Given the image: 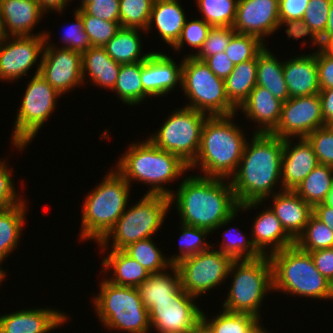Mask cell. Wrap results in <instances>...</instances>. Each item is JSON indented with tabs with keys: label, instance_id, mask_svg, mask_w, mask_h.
<instances>
[{
	"label": "cell",
	"instance_id": "obj_1",
	"mask_svg": "<svg viewBox=\"0 0 333 333\" xmlns=\"http://www.w3.org/2000/svg\"><path fill=\"white\" fill-rule=\"evenodd\" d=\"M252 135L245 145L236 173L230 178L238 209L245 212L262 207L266 198L283 190L281 163L284 139L272 134ZM277 186L279 191H275Z\"/></svg>",
	"mask_w": 333,
	"mask_h": 333
},
{
	"label": "cell",
	"instance_id": "obj_2",
	"mask_svg": "<svg viewBox=\"0 0 333 333\" xmlns=\"http://www.w3.org/2000/svg\"><path fill=\"white\" fill-rule=\"evenodd\" d=\"M169 198L170 207L178 211L180 223L211 233L233 222L240 212L230 179L185 175Z\"/></svg>",
	"mask_w": 333,
	"mask_h": 333
},
{
	"label": "cell",
	"instance_id": "obj_3",
	"mask_svg": "<svg viewBox=\"0 0 333 333\" xmlns=\"http://www.w3.org/2000/svg\"><path fill=\"white\" fill-rule=\"evenodd\" d=\"M235 114L209 116L203 126L198 154L189 170L199 169V175L230 179L239 167L247 137L233 122Z\"/></svg>",
	"mask_w": 333,
	"mask_h": 333
},
{
	"label": "cell",
	"instance_id": "obj_4",
	"mask_svg": "<svg viewBox=\"0 0 333 333\" xmlns=\"http://www.w3.org/2000/svg\"><path fill=\"white\" fill-rule=\"evenodd\" d=\"M125 152L117 159L114 169L130 186L132 181L149 185L146 195L170 197L174 191L165 187L166 184L190 171L180 157L159 149L149 139L131 142Z\"/></svg>",
	"mask_w": 333,
	"mask_h": 333
},
{
	"label": "cell",
	"instance_id": "obj_5",
	"mask_svg": "<svg viewBox=\"0 0 333 333\" xmlns=\"http://www.w3.org/2000/svg\"><path fill=\"white\" fill-rule=\"evenodd\" d=\"M108 172L84 197L79 234L81 242L92 239L99 243L128 206L131 186L115 169Z\"/></svg>",
	"mask_w": 333,
	"mask_h": 333
},
{
	"label": "cell",
	"instance_id": "obj_6",
	"mask_svg": "<svg viewBox=\"0 0 333 333\" xmlns=\"http://www.w3.org/2000/svg\"><path fill=\"white\" fill-rule=\"evenodd\" d=\"M269 258L273 292L331 301L332 283L316 269L309 252L294 244L271 254Z\"/></svg>",
	"mask_w": 333,
	"mask_h": 333
},
{
	"label": "cell",
	"instance_id": "obj_7",
	"mask_svg": "<svg viewBox=\"0 0 333 333\" xmlns=\"http://www.w3.org/2000/svg\"><path fill=\"white\" fill-rule=\"evenodd\" d=\"M99 292L92 306L106 329L124 333H148L149 313L144 307L137 287L119 286L101 279Z\"/></svg>",
	"mask_w": 333,
	"mask_h": 333
},
{
	"label": "cell",
	"instance_id": "obj_8",
	"mask_svg": "<svg viewBox=\"0 0 333 333\" xmlns=\"http://www.w3.org/2000/svg\"><path fill=\"white\" fill-rule=\"evenodd\" d=\"M136 202L132 203L133 206L128 205L113 228L97 243L102 254L107 252L106 249L124 250L139 240L153 237L159 232L167 218V212L171 210L170 198L164 195L144 194Z\"/></svg>",
	"mask_w": 333,
	"mask_h": 333
},
{
	"label": "cell",
	"instance_id": "obj_9",
	"mask_svg": "<svg viewBox=\"0 0 333 333\" xmlns=\"http://www.w3.org/2000/svg\"><path fill=\"white\" fill-rule=\"evenodd\" d=\"M232 277L223 310L244 313L261 320L264 296L273 293L272 264L269 256L250 260H234L229 269Z\"/></svg>",
	"mask_w": 333,
	"mask_h": 333
},
{
	"label": "cell",
	"instance_id": "obj_10",
	"mask_svg": "<svg viewBox=\"0 0 333 333\" xmlns=\"http://www.w3.org/2000/svg\"><path fill=\"white\" fill-rule=\"evenodd\" d=\"M181 87L189 100L187 108L208 116H228L238 111L227 97L225 80L194 56L183 57Z\"/></svg>",
	"mask_w": 333,
	"mask_h": 333
},
{
	"label": "cell",
	"instance_id": "obj_11",
	"mask_svg": "<svg viewBox=\"0 0 333 333\" xmlns=\"http://www.w3.org/2000/svg\"><path fill=\"white\" fill-rule=\"evenodd\" d=\"M25 89L10 138L19 151H23L37 137L39 129L50 118L57 100L62 96L40 74H33Z\"/></svg>",
	"mask_w": 333,
	"mask_h": 333
},
{
	"label": "cell",
	"instance_id": "obj_12",
	"mask_svg": "<svg viewBox=\"0 0 333 333\" xmlns=\"http://www.w3.org/2000/svg\"><path fill=\"white\" fill-rule=\"evenodd\" d=\"M208 117L203 112L182 106L171 112L160 129L147 139L190 165L198 154L202 129Z\"/></svg>",
	"mask_w": 333,
	"mask_h": 333
},
{
	"label": "cell",
	"instance_id": "obj_13",
	"mask_svg": "<svg viewBox=\"0 0 333 333\" xmlns=\"http://www.w3.org/2000/svg\"><path fill=\"white\" fill-rule=\"evenodd\" d=\"M230 256L211 247L210 249L183 258L175 264L179 271L181 288L196 298L226 282L233 263Z\"/></svg>",
	"mask_w": 333,
	"mask_h": 333
},
{
	"label": "cell",
	"instance_id": "obj_14",
	"mask_svg": "<svg viewBox=\"0 0 333 333\" xmlns=\"http://www.w3.org/2000/svg\"><path fill=\"white\" fill-rule=\"evenodd\" d=\"M44 36L46 41L39 74L61 95L84 85L82 53L68 48H57L56 44L50 41L51 33L48 31H45Z\"/></svg>",
	"mask_w": 333,
	"mask_h": 333
},
{
	"label": "cell",
	"instance_id": "obj_15",
	"mask_svg": "<svg viewBox=\"0 0 333 333\" xmlns=\"http://www.w3.org/2000/svg\"><path fill=\"white\" fill-rule=\"evenodd\" d=\"M45 41L44 35L4 38L0 42V80L13 83L24 76L30 77V73L26 74L37 63L35 75L39 74Z\"/></svg>",
	"mask_w": 333,
	"mask_h": 333
},
{
	"label": "cell",
	"instance_id": "obj_16",
	"mask_svg": "<svg viewBox=\"0 0 333 333\" xmlns=\"http://www.w3.org/2000/svg\"><path fill=\"white\" fill-rule=\"evenodd\" d=\"M323 126L319 94L293 97L282 103L279 122L270 134L281 139L306 138Z\"/></svg>",
	"mask_w": 333,
	"mask_h": 333
},
{
	"label": "cell",
	"instance_id": "obj_17",
	"mask_svg": "<svg viewBox=\"0 0 333 333\" xmlns=\"http://www.w3.org/2000/svg\"><path fill=\"white\" fill-rule=\"evenodd\" d=\"M195 296L181 289L171 300L154 302L148 310L151 330L157 333L192 330L202 319L203 310Z\"/></svg>",
	"mask_w": 333,
	"mask_h": 333
},
{
	"label": "cell",
	"instance_id": "obj_18",
	"mask_svg": "<svg viewBox=\"0 0 333 333\" xmlns=\"http://www.w3.org/2000/svg\"><path fill=\"white\" fill-rule=\"evenodd\" d=\"M279 0H238L233 29L236 33L253 35L265 42L277 31Z\"/></svg>",
	"mask_w": 333,
	"mask_h": 333
},
{
	"label": "cell",
	"instance_id": "obj_19",
	"mask_svg": "<svg viewBox=\"0 0 333 333\" xmlns=\"http://www.w3.org/2000/svg\"><path fill=\"white\" fill-rule=\"evenodd\" d=\"M172 58L167 53L153 51L142 61L141 81L143 91L149 97H164L174 91L178 84L181 87L183 58L180 65Z\"/></svg>",
	"mask_w": 333,
	"mask_h": 333
},
{
	"label": "cell",
	"instance_id": "obj_20",
	"mask_svg": "<svg viewBox=\"0 0 333 333\" xmlns=\"http://www.w3.org/2000/svg\"><path fill=\"white\" fill-rule=\"evenodd\" d=\"M70 317L53 308L21 309L0 315V333H50Z\"/></svg>",
	"mask_w": 333,
	"mask_h": 333
},
{
	"label": "cell",
	"instance_id": "obj_21",
	"mask_svg": "<svg viewBox=\"0 0 333 333\" xmlns=\"http://www.w3.org/2000/svg\"><path fill=\"white\" fill-rule=\"evenodd\" d=\"M284 139L281 163V184L283 190H294L307 175L319 165L317 156L306 138Z\"/></svg>",
	"mask_w": 333,
	"mask_h": 333
},
{
	"label": "cell",
	"instance_id": "obj_22",
	"mask_svg": "<svg viewBox=\"0 0 333 333\" xmlns=\"http://www.w3.org/2000/svg\"><path fill=\"white\" fill-rule=\"evenodd\" d=\"M299 55L283 60L284 80L290 98L315 95L321 90L318 82L317 49L310 54Z\"/></svg>",
	"mask_w": 333,
	"mask_h": 333
},
{
	"label": "cell",
	"instance_id": "obj_23",
	"mask_svg": "<svg viewBox=\"0 0 333 333\" xmlns=\"http://www.w3.org/2000/svg\"><path fill=\"white\" fill-rule=\"evenodd\" d=\"M0 14L7 37L45 35L33 33L45 14L36 0H0Z\"/></svg>",
	"mask_w": 333,
	"mask_h": 333
},
{
	"label": "cell",
	"instance_id": "obj_24",
	"mask_svg": "<svg viewBox=\"0 0 333 333\" xmlns=\"http://www.w3.org/2000/svg\"><path fill=\"white\" fill-rule=\"evenodd\" d=\"M269 198L272 202L270 209L280 220L285 231L296 240L313 214V207L293 190H282L263 202L270 200Z\"/></svg>",
	"mask_w": 333,
	"mask_h": 333
},
{
	"label": "cell",
	"instance_id": "obj_25",
	"mask_svg": "<svg viewBox=\"0 0 333 333\" xmlns=\"http://www.w3.org/2000/svg\"><path fill=\"white\" fill-rule=\"evenodd\" d=\"M282 101L275 98L265 87L256 85L248 99L238 109L244 118L254 122L252 133L270 134L277 126L282 109ZM258 127V128H257Z\"/></svg>",
	"mask_w": 333,
	"mask_h": 333
},
{
	"label": "cell",
	"instance_id": "obj_26",
	"mask_svg": "<svg viewBox=\"0 0 333 333\" xmlns=\"http://www.w3.org/2000/svg\"><path fill=\"white\" fill-rule=\"evenodd\" d=\"M257 215L249 237L263 256H270L295 244V240L285 231L270 207L261 209Z\"/></svg>",
	"mask_w": 333,
	"mask_h": 333
},
{
	"label": "cell",
	"instance_id": "obj_27",
	"mask_svg": "<svg viewBox=\"0 0 333 333\" xmlns=\"http://www.w3.org/2000/svg\"><path fill=\"white\" fill-rule=\"evenodd\" d=\"M186 20L187 16L178 0H154L145 33H149L154 26L163 42L173 47L181 35Z\"/></svg>",
	"mask_w": 333,
	"mask_h": 333
},
{
	"label": "cell",
	"instance_id": "obj_28",
	"mask_svg": "<svg viewBox=\"0 0 333 333\" xmlns=\"http://www.w3.org/2000/svg\"><path fill=\"white\" fill-rule=\"evenodd\" d=\"M120 68L121 64L114 61L107 54L104 47L91 46L87 51L82 53L83 83L86 80H91L90 82L97 85V87L99 86L112 91L116 84Z\"/></svg>",
	"mask_w": 333,
	"mask_h": 333
},
{
	"label": "cell",
	"instance_id": "obj_29",
	"mask_svg": "<svg viewBox=\"0 0 333 333\" xmlns=\"http://www.w3.org/2000/svg\"><path fill=\"white\" fill-rule=\"evenodd\" d=\"M104 272L110 271L111 277L106 280L119 286L138 287L150 273L124 250H111L103 258ZM113 274V275H112Z\"/></svg>",
	"mask_w": 333,
	"mask_h": 333
},
{
	"label": "cell",
	"instance_id": "obj_30",
	"mask_svg": "<svg viewBox=\"0 0 333 333\" xmlns=\"http://www.w3.org/2000/svg\"><path fill=\"white\" fill-rule=\"evenodd\" d=\"M137 289L144 307L149 310L154 302L171 300L182 289L179 271L173 265L168 271L150 274Z\"/></svg>",
	"mask_w": 333,
	"mask_h": 333
},
{
	"label": "cell",
	"instance_id": "obj_31",
	"mask_svg": "<svg viewBox=\"0 0 333 333\" xmlns=\"http://www.w3.org/2000/svg\"><path fill=\"white\" fill-rule=\"evenodd\" d=\"M141 29L121 27L104 46L107 54L119 64H131L146 60L151 52L142 51ZM143 54V55H142Z\"/></svg>",
	"mask_w": 333,
	"mask_h": 333
},
{
	"label": "cell",
	"instance_id": "obj_32",
	"mask_svg": "<svg viewBox=\"0 0 333 333\" xmlns=\"http://www.w3.org/2000/svg\"><path fill=\"white\" fill-rule=\"evenodd\" d=\"M265 87L275 98L286 102L290 96L284 80L283 61L269 50L268 46L257 55V83Z\"/></svg>",
	"mask_w": 333,
	"mask_h": 333
},
{
	"label": "cell",
	"instance_id": "obj_33",
	"mask_svg": "<svg viewBox=\"0 0 333 333\" xmlns=\"http://www.w3.org/2000/svg\"><path fill=\"white\" fill-rule=\"evenodd\" d=\"M25 199L16 206L0 208V262H4L17 249L27 218Z\"/></svg>",
	"mask_w": 333,
	"mask_h": 333
},
{
	"label": "cell",
	"instance_id": "obj_34",
	"mask_svg": "<svg viewBox=\"0 0 333 333\" xmlns=\"http://www.w3.org/2000/svg\"><path fill=\"white\" fill-rule=\"evenodd\" d=\"M257 83V57L236 64L233 71L225 79L226 94L229 101L239 109L248 99Z\"/></svg>",
	"mask_w": 333,
	"mask_h": 333
},
{
	"label": "cell",
	"instance_id": "obj_35",
	"mask_svg": "<svg viewBox=\"0 0 333 333\" xmlns=\"http://www.w3.org/2000/svg\"><path fill=\"white\" fill-rule=\"evenodd\" d=\"M333 185V167L317 165L307 177L299 183L295 191L306 203L314 207L326 202Z\"/></svg>",
	"mask_w": 333,
	"mask_h": 333
},
{
	"label": "cell",
	"instance_id": "obj_36",
	"mask_svg": "<svg viewBox=\"0 0 333 333\" xmlns=\"http://www.w3.org/2000/svg\"><path fill=\"white\" fill-rule=\"evenodd\" d=\"M142 62L121 64L116 84L112 90L122 103L137 106L150 98L144 91L141 81ZM146 99V100H145Z\"/></svg>",
	"mask_w": 333,
	"mask_h": 333
},
{
	"label": "cell",
	"instance_id": "obj_37",
	"mask_svg": "<svg viewBox=\"0 0 333 333\" xmlns=\"http://www.w3.org/2000/svg\"><path fill=\"white\" fill-rule=\"evenodd\" d=\"M152 239L153 237L139 240L126 247L124 251L150 274L161 273L170 269L173 264Z\"/></svg>",
	"mask_w": 333,
	"mask_h": 333
},
{
	"label": "cell",
	"instance_id": "obj_38",
	"mask_svg": "<svg viewBox=\"0 0 333 333\" xmlns=\"http://www.w3.org/2000/svg\"><path fill=\"white\" fill-rule=\"evenodd\" d=\"M198 11L211 27H233L238 0H195Z\"/></svg>",
	"mask_w": 333,
	"mask_h": 333
},
{
	"label": "cell",
	"instance_id": "obj_39",
	"mask_svg": "<svg viewBox=\"0 0 333 333\" xmlns=\"http://www.w3.org/2000/svg\"><path fill=\"white\" fill-rule=\"evenodd\" d=\"M180 238H179V253L176 252L173 256L168 257L169 261L175 265L183 258L196 255L203 251L210 249L214 243L209 244L205 241L207 236L211 233L204 228H198L194 226H188L180 223ZM178 253V254H177Z\"/></svg>",
	"mask_w": 333,
	"mask_h": 333
},
{
	"label": "cell",
	"instance_id": "obj_40",
	"mask_svg": "<svg viewBox=\"0 0 333 333\" xmlns=\"http://www.w3.org/2000/svg\"><path fill=\"white\" fill-rule=\"evenodd\" d=\"M295 245L306 252L333 248V231L312 214Z\"/></svg>",
	"mask_w": 333,
	"mask_h": 333
},
{
	"label": "cell",
	"instance_id": "obj_41",
	"mask_svg": "<svg viewBox=\"0 0 333 333\" xmlns=\"http://www.w3.org/2000/svg\"><path fill=\"white\" fill-rule=\"evenodd\" d=\"M238 229L230 227L224 230L222 234L223 242L218 243L220 249L217 250L221 251L224 255L230 256L233 260H250L262 257L263 255L256 249L252 238H247Z\"/></svg>",
	"mask_w": 333,
	"mask_h": 333
},
{
	"label": "cell",
	"instance_id": "obj_42",
	"mask_svg": "<svg viewBox=\"0 0 333 333\" xmlns=\"http://www.w3.org/2000/svg\"><path fill=\"white\" fill-rule=\"evenodd\" d=\"M202 312V320L210 327L213 333H247L259 319L250 314L233 313L221 310L211 319Z\"/></svg>",
	"mask_w": 333,
	"mask_h": 333
},
{
	"label": "cell",
	"instance_id": "obj_43",
	"mask_svg": "<svg viewBox=\"0 0 333 333\" xmlns=\"http://www.w3.org/2000/svg\"><path fill=\"white\" fill-rule=\"evenodd\" d=\"M119 2L121 27L145 31L154 0H119Z\"/></svg>",
	"mask_w": 333,
	"mask_h": 333
},
{
	"label": "cell",
	"instance_id": "obj_44",
	"mask_svg": "<svg viewBox=\"0 0 333 333\" xmlns=\"http://www.w3.org/2000/svg\"><path fill=\"white\" fill-rule=\"evenodd\" d=\"M267 44L253 35L235 33L224 53L234 65L255 59Z\"/></svg>",
	"mask_w": 333,
	"mask_h": 333
},
{
	"label": "cell",
	"instance_id": "obj_45",
	"mask_svg": "<svg viewBox=\"0 0 333 333\" xmlns=\"http://www.w3.org/2000/svg\"><path fill=\"white\" fill-rule=\"evenodd\" d=\"M83 19V28L91 46L104 47L121 28L120 21H107L87 14L83 9L76 10Z\"/></svg>",
	"mask_w": 333,
	"mask_h": 333
},
{
	"label": "cell",
	"instance_id": "obj_46",
	"mask_svg": "<svg viewBox=\"0 0 333 333\" xmlns=\"http://www.w3.org/2000/svg\"><path fill=\"white\" fill-rule=\"evenodd\" d=\"M235 33L233 27H212L199 52L186 56H194L196 59L204 61L207 57L222 53Z\"/></svg>",
	"mask_w": 333,
	"mask_h": 333
},
{
	"label": "cell",
	"instance_id": "obj_47",
	"mask_svg": "<svg viewBox=\"0 0 333 333\" xmlns=\"http://www.w3.org/2000/svg\"><path fill=\"white\" fill-rule=\"evenodd\" d=\"M212 27L203 19H192L186 20L184 27L182 29L181 35L176 42V44L172 47V49L176 51H182V47H185V43L187 46L191 47L194 50H199L202 48L204 41L207 38V34Z\"/></svg>",
	"mask_w": 333,
	"mask_h": 333
},
{
	"label": "cell",
	"instance_id": "obj_48",
	"mask_svg": "<svg viewBox=\"0 0 333 333\" xmlns=\"http://www.w3.org/2000/svg\"><path fill=\"white\" fill-rule=\"evenodd\" d=\"M306 139L312 146L319 164L333 167V127L326 125L317 128Z\"/></svg>",
	"mask_w": 333,
	"mask_h": 333
},
{
	"label": "cell",
	"instance_id": "obj_49",
	"mask_svg": "<svg viewBox=\"0 0 333 333\" xmlns=\"http://www.w3.org/2000/svg\"><path fill=\"white\" fill-rule=\"evenodd\" d=\"M73 14L75 23L66 26V29L63 30L64 33H61L63 36L60 40L62 45L64 43V46L60 45V48H68L83 53L91 47V43L83 28V19L81 15L76 10H74Z\"/></svg>",
	"mask_w": 333,
	"mask_h": 333
},
{
	"label": "cell",
	"instance_id": "obj_50",
	"mask_svg": "<svg viewBox=\"0 0 333 333\" xmlns=\"http://www.w3.org/2000/svg\"><path fill=\"white\" fill-rule=\"evenodd\" d=\"M331 0H309L302 20L320 38L328 22Z\"/></svg>",
	"mask_w": 333,
	"mask_h": 333
},
{
	"label": "cell",
	"instance_id": "obj_51",
	"mask_svg": "<svg viewBox=\"0 0 333 333\" xmlns=\"http://www.w3.org/2000/svg\"><path fill=\"white\" fill-rule=\"evenodd\" d=\"M5 159L0 160V208H9L20 204L25 198L17 193L12 181V169Z\"/></svg>",
	"mask_w": 333,
	"mask_h": 333
},
{
	"label": "cell",
	"instance_id": "obj_52",
	"mask_svg": "<svg viewBox=\"0 0 333 333\" xmlns=\"http://www.w3.org/2000/svg\"><path fill=\"white\" fill-rule=\"evenodd\" d=\"M83 10L92 16L107 21H120L119 0H98L86 5Z\"/></svg>",
	"mask_w": 333,
	"mask_h": 333
},
{
	"label": "cell",
	"instance_id": "obj_53",
	"mask_svg": "<svg viewBox=\"0 0 333 333\" xmlns=\"http://www.w3.org/2000/svg\"><path fill=\"white\" fill-rule=\"evenodd\" d=\"M286 27L285 32L287 33V36L290 39L299 40L302 37L309 36L310 44L313 47V45L319 49H321L319 38L316 36V34L310 29L309 25L305 23L302 19L298 20H288V21H280L277 27V30L281 28V26ZM288 27V28H287Z\"/></svg>",
	"mask_w": 333,
	"mask_h": 333
},
{
	"label": "cell",
	"instance_id": "obj_54",
	"mask_svg": "<svg viewBox=\"0 0 333 333\" xmlns=\"http://www.w3.org/2000/svg\"><path fill=\"white\" fill-rule=\"evenodd\" d=\"M317 69L320 89L333 88V58L317 49Z\"/></svg>",
	"mask_w": 333,
	"mask_h": 333
},
{
	"label": "cell",
	"instance_id": "obj_55",
	"mask_svg": "<svg viewBox=\"0 0 333 333\" xmlns=\"http://www.w3.org/2000/svg\"><path fill=\"white\" fill-rule=\"evenodd\" d=\"M309 253L316 269L330 283H333V248L319 249Z\"/></svg>",
	"mask_w": 333,
	"mask_h": 333
},
{
	"label": "cell",
	"instance_id": "obj_56",
	"mask_svg": "<svg viewBox=\"0 0 333 333\" xmlns=\"http://www.w3.org/2000/svg\"><path fill=\"white\" fill-rule=\"evenodd\" d=\"M309 0H279V20L302 19Z\"/></svg>",
	"mask_w": 333,
	"mask_h": 333
},
{
	"label": "cell",
	"instance_id": "obj_57",
	"mask_svg": "<svg viewBox=\"0 0 333 333\" xmlns=\"http://www.w3.org/2000/svg\"><path fill=\"white\" fill-rule=\"evenodd\" d=\"M203 62L217 77L224 80L233 71L235 66L224 52L207 57Z\"/></svg>",
	"mask_w": 333,
	"mask_h": 333
},
{
	"label": "cell",
	"instance_id": "obj_58",
	"mask_svg": "<svg viewBox=\"0 0 333 333\" xmlns=\"http://www.w3.org/2000/svg\"><path fill=\"white\" fill-rule=\"evenodd\" d=\"M321 100L323 122L333 124V88L321 89L318 93Z\"/></svg>",
	"mask_w": 333,
	"mask_h": 333
},
{
	"label": "cell",
	"instance_id": "obj_59",
	"mask_svg": "<svg viewBox=\"0 0 333 333\" xmlns=\"http://www.w3.org/2000/svg\"><path fill=\"white\" fill-rule=\"evenodd\" d=\"M313 214L333 231V208L325 202L319 203L313 207Z\"/></svg>",
	"mask_w": 333,
	"mask_h": 333
},
{
	"label": "cell",
	"instance_id": "obj_60",
	"mask_svg": "<svg viewBox=\"0 0 333 333\" xmlns=\"http://www.w3.org/2000/svg\"><path fill=\"white\" fill-rule=\"evenodd\" d=\"M42 9V11L47 14L48 12H59L62 14L65 11V7L68 5V2L73 0H36Z\"/></svg>",
	"mask_w": 333,
	"mask_h": 333
},
{
	"label": "cell",
	"instance_id": "obj_61",
	"mask_svg": "<svg viewBox=\"0 0 333 333\" xmlns=\"http://www.w3.org/2000/svg\"><path fill=\"white\" fill-rule=\"evenodd\" d=\"M328 22L325 28L324 34L319 38L321 47L329 41L333 40V0H331V5L329 9Z\"/></svg>",
	"mask_w": 333,
	"mask_h": 333
},
{
	"label": "cell",
	"instance_id": "obj_62",
	"mask_svg": "<svg viewBox=\"0 0 333 333\" xmlns=\"http://www.w3.org/2000/svg\"><path fill=\"white\" fill-rule=\"evenodd\" d=\"M192 333H213L210 327L201 319V321L192 329Z\"/></svg>",
	"mask_w": 333,
	"mask_h": 333
},
{
	"label": "cell",
	"instance_id": "obj_63",
	"mask_svg": "<svg viewBox=\"0 0 333 333\" xmlns=\"http://www.w3.org/2000/svg\"><path fill=\"white\" fill-rule=\"evenodd\" d=\"M262 321H258L247 333H270L265 327L260 325Z\"/></svg>",
	"mask_w": 333,
	"mask_h": 333
},
{
	"label": "cell",
	"instance_id": "obj_64",
	"mask_svg": "<svg viewBox=\"0 0 333 333\" xmlns=\"http://www.w3.org/2000/svg\"><path fill=\"white\" fill-rule=\"evenodd\" d=\"M321 49L331 58H333V40L326 42Z\"/></svg>",
	"mask_w": 333,
	"mask_h": 333
},
{
	"label": "cell",
	"instance_id": "obj_65",
	"mask_svg": "<svg viewBox=\"0 0 333 333\" xmlns=\"http://www.w3.org/2000/svg\"><path fill=\"white\" fill-rule=\"evenodd\" d=\"M6 37L7 36H6L5 30H4L3 20H2L1 14H0V42Z\"/></svg>",
	"mask_w": 333,
	"mask_h": 333
},
{
	"label": "cell",
	"instance_id": "obj_66",
	"mask_svg": "<svg viewBox=\"0 0 333 333\" xmlns=\"http://www.w3.org/2000/svg\"><path fill=\"white\" fill-rule=\"evenodd\" d=\"M96 1H98V0H80V2H81L80 4L81 5H79V7L76 8L75 10L83 9L86 5L92 4V3L96 2Z\"/></svg>",
	"mask_w": 333,
	"mask_h": 333
},
{
	"label": "cell",
	"instance_id": "obj_67",
	"mask_svg": "<svg viewBox=\"0 0 333 333\" xmlns=\"http://www.w3.org/2000/svg\"><path fill=\"white\" fill-rule=\"evenodd\" d=\"M325 203L328 206H330L331 208H333V185H332V190H331L330 194L328 195V198Z\"/></svg>",
	"mask_w": 333,
	"mask_h": 333
},
{
	"label": "cell",
	"instance_id": "obj_68",
	"mask_svg": "<svg viewBox=\"0 0 333 333\" xmlns=\"http://www.w3.org/2000/svg\"><path fill=\"white\" fill-rule=\"evenodd\" d=\"M2 263L3 262H0V284L3 282V280H5V278L7 276L6 275L7 273L5 272L6 270H3L2 266H1Z\"/></svg>",
	"mask_w": 333,
	"mask_h": 333
},
{
	"label": "cell",
	"instance_id": "obj_69",
	"mask_svg": "<svg viewBox=\"0 0 333 333\" xmlns=\"http://www.w3.org/2000/svg\"><path fill=\"white\" fill-rule=\"evenodd\" d=\"M168 333H192V330L175 331V332H168Z\"/></svg>",
	"mask_w": 333,
	"mask_h": 333
},
{
	"label": "cell",
	"instance_id": "obj_70",
	"mask_svg": "<svg viewBox=\"0 0 333 333\" xmlns=\"http://www.w3.org/2000/svg\"><path fill=\"white\" fill-rule=\"evenodd\" d=\"M331 299L333 300V283H332V298Z\"/></svg>",
	"mask_w": 333,
	"mask_h": 333
}]
</instances>
